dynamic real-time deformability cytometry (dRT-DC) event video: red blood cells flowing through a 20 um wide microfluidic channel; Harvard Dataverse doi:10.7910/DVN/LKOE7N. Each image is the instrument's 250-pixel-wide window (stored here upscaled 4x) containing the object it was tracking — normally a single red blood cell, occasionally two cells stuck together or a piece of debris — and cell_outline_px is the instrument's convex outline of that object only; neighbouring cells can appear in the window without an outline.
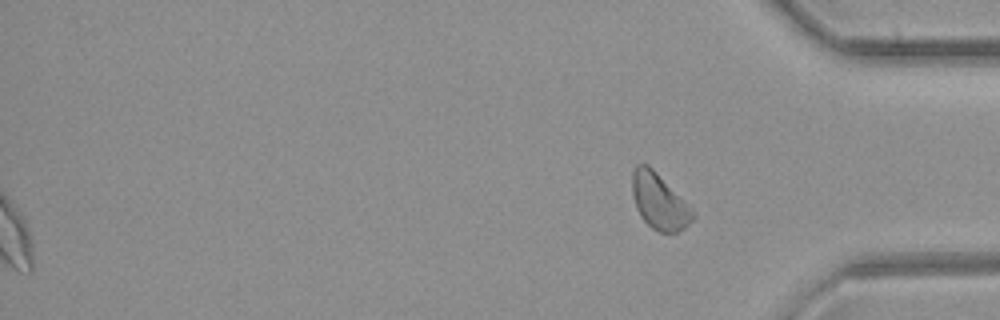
{"species": "common noctule bat (a hibernating species)", "species_latin": "Nyctalus noctula", "temperature_condition": "room temperature", "stored_images_in_passage": 39, "segment_of_instrument_passage": [2, 2], "camera_frame_rate_fps": 3000, "um_per_image_px": 0.085, "animal": {"sex": "female", "body_mass_g": 21.9}, "frame": {"image": 1, "passage_image": 39, "time_ms": 12.667, "image_size_px": [1000, 320], "cell_outline_px": [[696, 216], [684, 228], [676, 232], [656, 232], [640, 216], [636, 208], [632, 192], [632, 172], [636, 164], [648, 164], [684, 200]], "centroid_in_image_um": [56.0, 17.12], "position_along_channel_um": 379.2, "area_um2": 19.42}}